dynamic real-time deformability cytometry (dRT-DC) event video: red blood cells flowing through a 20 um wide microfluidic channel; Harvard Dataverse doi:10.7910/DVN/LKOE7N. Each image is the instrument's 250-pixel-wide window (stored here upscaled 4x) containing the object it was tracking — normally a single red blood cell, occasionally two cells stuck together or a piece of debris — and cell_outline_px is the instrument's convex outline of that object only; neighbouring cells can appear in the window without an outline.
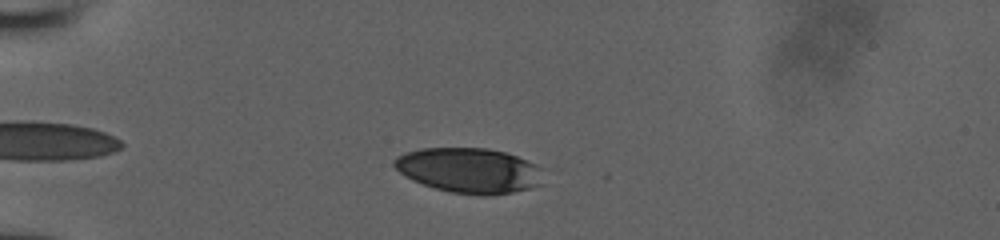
{"species": "human", "species_latin": "Homo sapiens", "temperature_condition": "room temperature", "stored_images_in_passage": 39, "camera_frame_rate_fps": 3000, "um_per_image_px": 0.085, "donor": {"sex": "male"}, "frame": {"image": 1, "passage_image": 7, "time_ms": 2.0, "image_size_px": [1000, 240], "cell_outline_px": [[540, 184], [528, 188], [512, 192], [488, 196], [484, 196], [448, 192], [412, 180], [404, 176], [392, 164], [392, 160], [396, 156], [408, 152], [424, 148], [488, 148], [504, 152], [516, 156], [540, 168]], "centroid_in_image_um": [39.81, 14.49], "position_along_channel_um": 45.2, "area_um2": 38.78}}
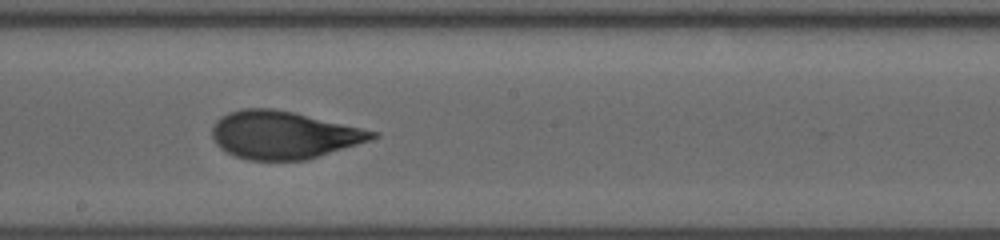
{"frame": {"image": 2, "passage_image": 23, "time_ms": 7.333, "image_size_px": [1000, 240], "cell_outline_px": [[380, 136], [308, 160], [248, 160], [236, 156], [220, 148], [216, 144], [212, 136], [212, 128], [216, 120], [220, 116], [228, 112], [240, 108], [272, 108], [292, 112], [380, 132]], "centroid_in_image_um": [24.07, 11.46], "position_along_channel_um": 224.1, "area_um2": 44.33}}
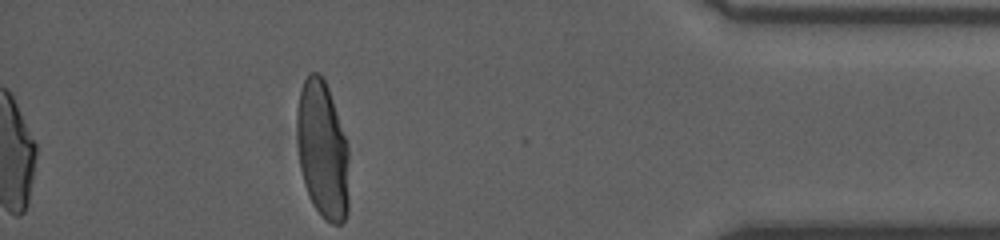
{"frame": {"image": 3, "passage_image": 39, "time_ms": 12.667, "image_size_px": [1000, 240], "cell_outline_px": [[348, 212], [344, 220], [340, 224], [332, 224], [324, 220], [312, 204], [308, 196], [304, 184], [300, 168], [296, 140], [296, 108], [300, 88], [308, 72], [316, 72], [324, 80], [328, 88], [348, 148]], "centroid_in_image_um": [27.38, 12.77], "position_along_channel_um": 407.8, "area_um2": 42.14}}